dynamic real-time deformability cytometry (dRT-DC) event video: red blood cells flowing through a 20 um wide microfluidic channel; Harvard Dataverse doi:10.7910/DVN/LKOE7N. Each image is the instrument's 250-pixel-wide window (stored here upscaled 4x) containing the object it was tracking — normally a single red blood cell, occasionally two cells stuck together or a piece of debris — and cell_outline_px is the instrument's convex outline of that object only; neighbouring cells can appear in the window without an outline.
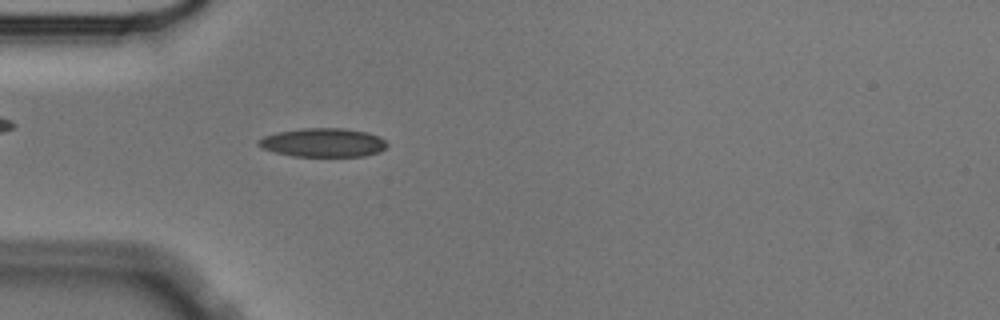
{"species": "Egyptian fruit bat (a non-hibernating species)", "species_latin": "Rousettus aegyptiacus", "temperature_condition": "cold", "stored_images_in_passage": 37, "camera_frame_rate_fps": 3000, "um_per_image_px": 0.085, "animal": {"sex": "male"}, "frame": {"image": 1, "passage_image": 1, "time_ms": 0.0, "image_size_px": [1000, 320], "cell_outline_px": [[388, 144], [380, 152], [364, 156], [292, 156], [260, 148], [256, 144], [256, 140], [264, 136], [276, 132], [300, 128], [344, 128], [368, 132], [380, 136]], "centroid_in_image_um": [27.44, 12.11], "position_along_channel_um": 57.6, "area_um2": 21.79}}
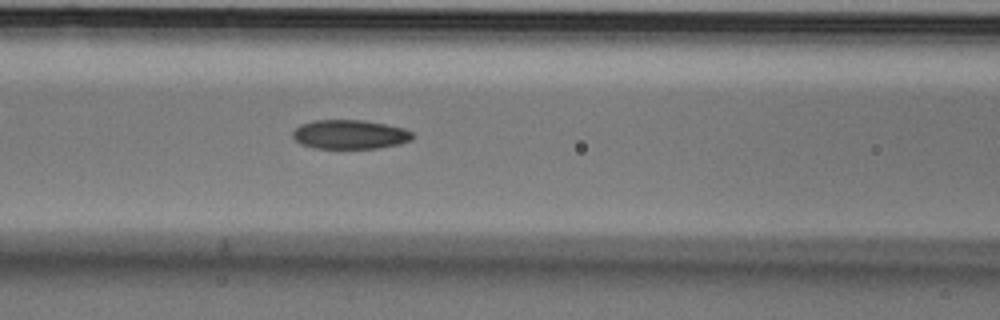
{"frame": {"image": 2, "passage_image": 8, "time_ms": 2.333, "image_size_px": [1000, 320], "cell_outline_px": [[412, 140], [400, 144], [376, 148], [312, 148], [300, 144], [292, 136], [292, 132], [300, 124], [312, 120], [364, 120], [404, 128], [412, 132]], "centroid_in_image_um": [29.71, 11.42], "position_along_channel_um": 136.9, "area_um2": 20.4}}
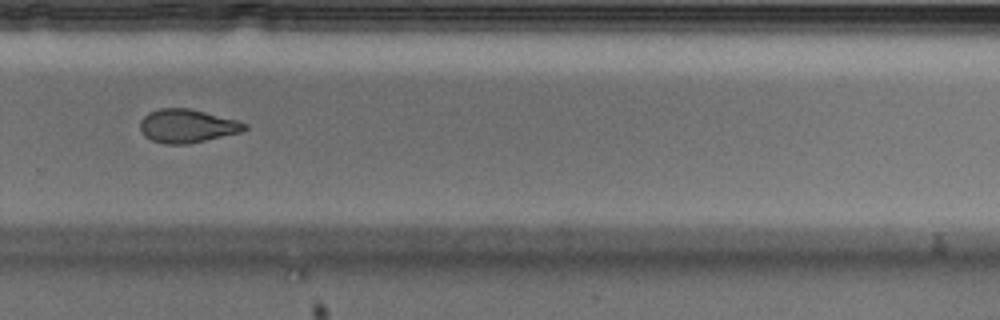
{"frame": {"image": 3, "passage_image": 23, "time_ms": 7.333, "image_size_px": [1000, 320], "cell_outline_px": [[248, 128], [240, 132], [188, 144], [164, 144], [152, 140], [144, 136], [140, 128], [140, 120], [148, 112], [160, 108], [188, 108], [236, 120], [248, 124]], "centroid_in_image_um": [15.87, 10.71], "position_along_channel_um": 313.9, "area_um2": 20.23}, "authors_computed_cell_mechanics": {"area_um2": 21.097, "velocity_mm_per_s": 3.5484, "shape_relaxation_time_tau1_ms": 5.314, "shape_relaxation_time_tau2_ms": 3.1453, "deformation_change_tau1": 0.1318, "deformation_change_tau2": 0.0828}}